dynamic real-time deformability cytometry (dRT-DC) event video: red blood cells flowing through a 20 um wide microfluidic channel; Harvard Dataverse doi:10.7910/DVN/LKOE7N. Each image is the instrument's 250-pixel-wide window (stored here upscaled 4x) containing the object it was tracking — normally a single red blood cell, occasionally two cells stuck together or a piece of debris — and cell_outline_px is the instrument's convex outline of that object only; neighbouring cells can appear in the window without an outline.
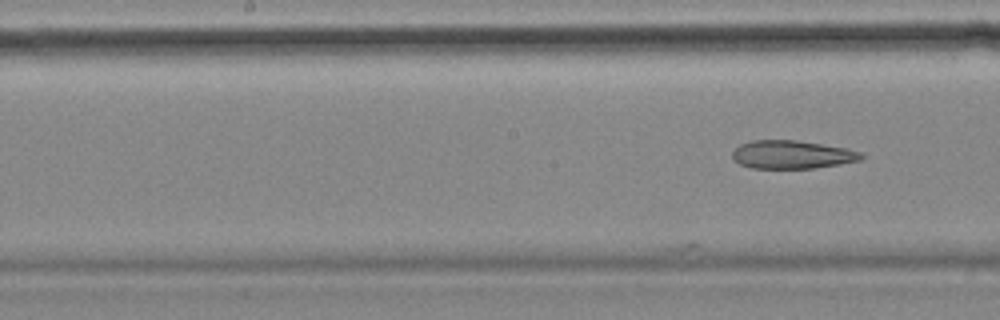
{"species": "common noctule bat (a hibernating species)", "species_latin": "Nyctalus noctula", "temperature_condition": "cold", "stored_images_in_passage": 26, "camera_frame_rate_fps": 3000, "um_per_image_px": 0.085, "animal": {"sex": "female", "body_mass_g": 18.4}, "frame": {"image": 1, "passage_image": 26, "time_ms": 8.333, "image_size_px": [1000, 320], "cell_outline_px": [[864, 156], [860, 160], [840, 164], [816, 168], [752, 168], [740, 164], [732, 156], [732, 152], [740, 144], [752, 140], [796, 140], [848, 148], [860, 152]], "centroid_in_image_um": [67.33, 13.13], "position_along_channel_um": 180.9, "area_um2": 21.15}}